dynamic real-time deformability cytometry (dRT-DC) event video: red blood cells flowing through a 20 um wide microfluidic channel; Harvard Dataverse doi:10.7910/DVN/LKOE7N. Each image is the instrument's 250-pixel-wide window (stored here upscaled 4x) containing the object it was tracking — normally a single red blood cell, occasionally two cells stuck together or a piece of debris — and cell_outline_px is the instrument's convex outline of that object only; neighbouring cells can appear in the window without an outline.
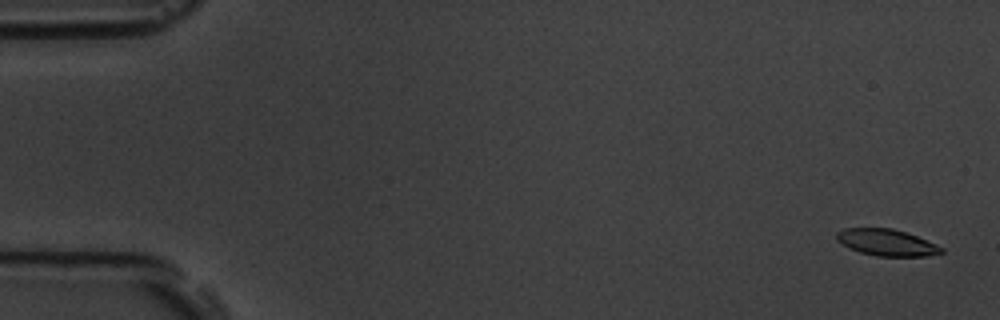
{"species": "common noctule bat (a hibernating species)", "species_latin": "Nyctalus noctula", "temperature_condition": "room temperature", "stored_images_in_passage": 7, "camera_frame_rate_fps": 3000, "um_per_image_px": 0.085, "animal": {"sex": "male", "body_mass_g": 19.5, "forearm_length_mm": 54.6}, "frame": {"image": 1, "passage_image": 1, "time_ms": 0.0, "image_size_px": [1000, 320], "cell_outline_px": [[944, 252], [928, 256], [876, 256], [860, 252], [848, 248], [836, 240], [836, 232], [844, 228], [892, 228], [916, 236], [936, 244], [944, 248]], "centroid_in_image_um": [75.34, 20.61], "position_along_channel_um": 9.7, "area_um2": 16.24}}
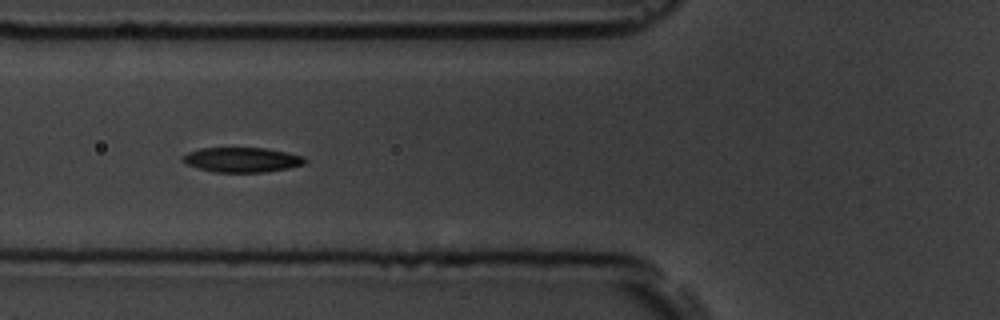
{"frame": {"image": 2, "passage_image": 6, "time_ms": 6.667, "image_size_px": [1000, 320], "cell_outline_px": [[308, 160], [304, 164], [288, 168], [264, 172], [212, 172], [196, 168], [180, 160], [188, 152], [200, 148], [264, 148], [288, 152], [304, 156]], "centroid_in_image_um": [20.58, 13.58], "position_along_channel_um": 105.2, "area_um2": 17.74}}
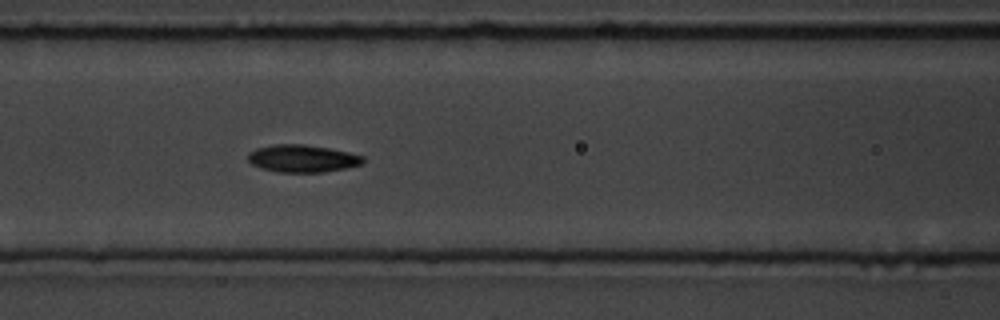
{"frame": {"image": 3, "passage_image": 7, "time_ms": 7.667, "image_size_px": [1000, 320], "cell_outline_px": [[364, 164], [324, 172], [276, 172], [260, 168], [252, 164], [248, 160], [248, 152], [256, 148], [276, 144], [304, 144], [328, 148], [348, 152], [364, 156]], "centroid_in_image_um": [25.69, 13.47], "position_along_channel_um": 140.9, "area_um2": 18.44}}